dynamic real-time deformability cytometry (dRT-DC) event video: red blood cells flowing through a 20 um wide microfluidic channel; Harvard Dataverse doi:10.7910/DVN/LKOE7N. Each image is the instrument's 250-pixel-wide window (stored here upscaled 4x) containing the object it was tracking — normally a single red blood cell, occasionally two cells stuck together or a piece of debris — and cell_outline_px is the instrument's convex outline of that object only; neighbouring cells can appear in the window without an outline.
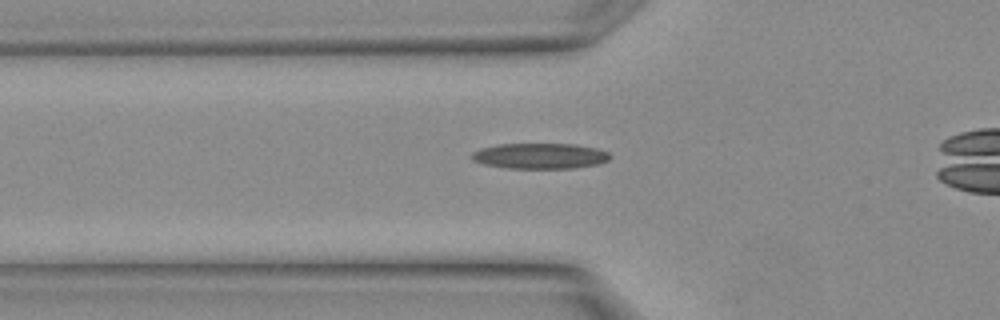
{"species": "Egyptian fruit bat (a non-hibernating species)", "species_latin": "Rousettus aegyptiacus", "temperature_condition": "warm", "stored_images_in_passage": 23, "camera_frame_rate_fps": 3000, "um_per_image_px": 0.085, "animal": {"sex": "female"}, "frame": {"image": 1, "passage_image": 7, "time_ms": 2.0, "image_size_px": [1000, 320], "cell_outline_px": [[612, 156], [608, 160], [600, 164], [572, 168], [508, 168], [484, 164], [472, 160], [472, 152], [480, 148], [500, 144], [576, 144], [596, 148], [608, 152]], "centroid_in_image_um": [45.92, 13.25], "position_along_channel_um": 79.9, "area_um2": 20.63}}
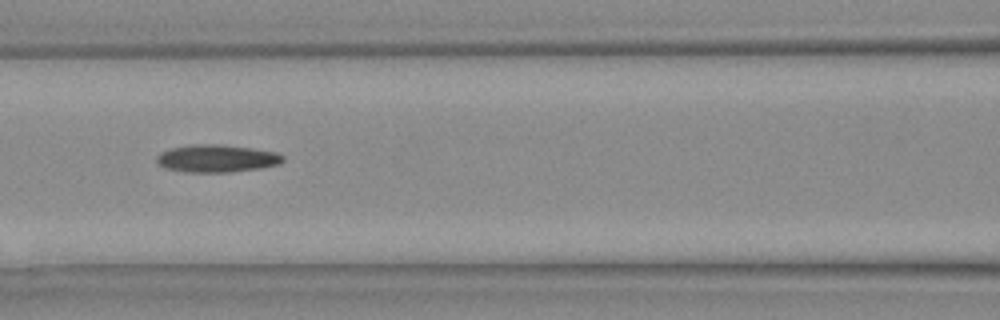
{"frame": {"image": 2, "passage_image": 10, "time_ms": 3.0, "image_size_px": [1000, 320], "cell_outline_px": [[284, 160], [280, 164], [260, 168], [228, 172], [184, 172], [164, 168], [156, 164], [156, 156], [160, 152], [172, 148], [192, 144], [216, 144], [252, 148], [276, 152], [284, 156]], "centroid_in_image_um": [18.39, 13.47], "position_along_channel_um": 148.2, "area_um2": 20.4}}